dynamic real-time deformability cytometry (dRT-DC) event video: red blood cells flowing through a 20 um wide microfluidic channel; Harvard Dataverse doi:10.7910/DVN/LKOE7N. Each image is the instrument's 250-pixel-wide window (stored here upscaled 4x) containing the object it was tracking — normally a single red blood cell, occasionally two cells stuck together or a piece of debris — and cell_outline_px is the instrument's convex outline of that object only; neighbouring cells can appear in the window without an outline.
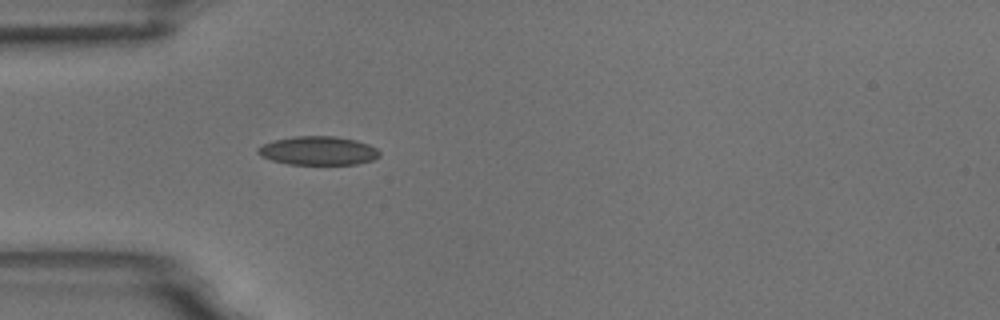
{"species": "common noctule bat (a hibernating species)", "species_latin": "Nyctalus noctula", "temperature_condition": "room temperature", "stored_images_in_passage": 5, "camera_frame_rate_fps": 3000, "um_per_image_px": 0.085, "animal": {"sex": "male", "body_mass_g": 18.8}, "frame": {"image": 1, "passage_image": 1, "time_ms": 0.0, "image_size_px": [1000, 320], "cell_outline_px": [[380, 156], [372, 160], [356, 164], [288, 164], [272, 160], [260, 156], [256, 152], [256, 148], [264, 144], [276, 140], [292, 136], [336, 136], [356, 140], [368, 144], [376, 148], [380, 152]], "centroid_in_image_um": [27.04, 12.81], "position_along_channel_um": 58.0, "area_um2": 20.35}}